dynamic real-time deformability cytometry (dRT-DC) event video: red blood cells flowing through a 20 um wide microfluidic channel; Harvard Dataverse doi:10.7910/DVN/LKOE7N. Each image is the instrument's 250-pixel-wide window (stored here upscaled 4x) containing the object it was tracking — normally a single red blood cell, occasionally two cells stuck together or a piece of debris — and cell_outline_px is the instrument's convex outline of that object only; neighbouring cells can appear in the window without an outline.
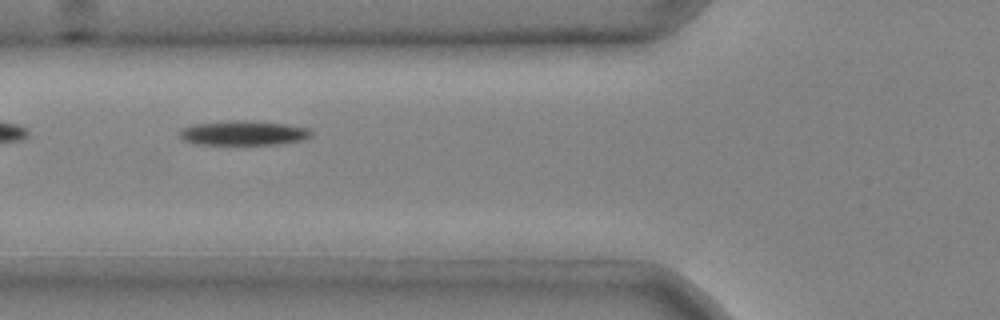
{"species": "common noctule bat (a hibernating species)", "species_latin": "Nyctalus noctula", "temperature_condition": "cold", "stored_images_in_passage": 5, "camera_frame_rate_fps": 3000, "um_per_image_px": 0.085, "animal": {"sex": "male", "body_mass_g": 20.4}, "frame": {"image": 1, "passage_image": 5, "time_ms": 1.333, "image_size_px": [1000, 320], "cell_outline_px": [[312, 136], [300, 140], [276, 144], [196, 144], [184, 140], [180, 136], [180, 132], [184, 128], [196, 124], [232, 120], [248, 120], [284, 124], [308, 128], [312, 132]], "centroid_in_image_um": [20.71, 11.3], "position_along_channel_um": 105.1, "area_um2": 18.5}}